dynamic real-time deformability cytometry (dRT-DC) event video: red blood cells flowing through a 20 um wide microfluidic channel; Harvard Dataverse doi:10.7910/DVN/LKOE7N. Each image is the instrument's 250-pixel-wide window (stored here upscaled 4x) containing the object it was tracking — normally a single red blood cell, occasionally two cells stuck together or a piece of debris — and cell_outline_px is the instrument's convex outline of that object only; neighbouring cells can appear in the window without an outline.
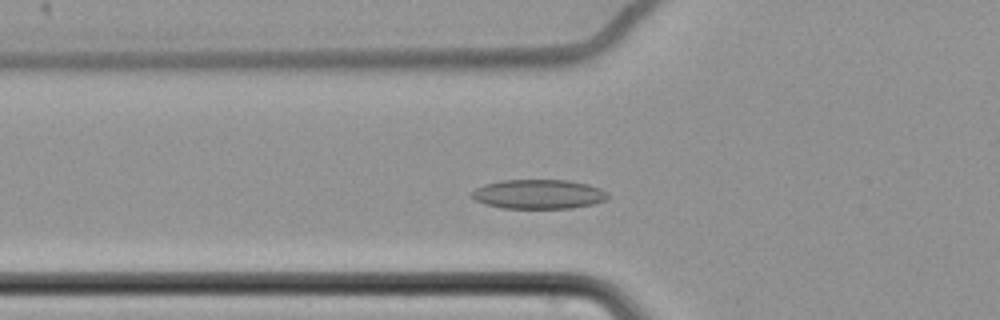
{"species": "common noctule bat (a hibernating species)", "species_latin": "Nyctalus noctula", "temperature_condition": "cold", "stored_images_in_passage": 56, "camera_frame_rate_fps": 3000, "um_per_image_px": 0.085, "animal": {"sex": "female", "body_mass_g": 22.7, "forearm_length_mm": 54.2}, "frame": {"image": 1, "passage_image": 17, "time_ms": 5.333, "image_size_px": [1000, 320], "cell_outline_px": [[608, 196], [604, 200], [592, 204], [572, 208], [500, 208], [476, 200], [472, 196], [472, 192], [476, 188], [484, 184], [500, 180], [568, 180], [588, 184], [600, 188], [608, 192]], "centroid_in_image_um": [45.79, 16.5], "position_along_channel_um": 80.0, "area_um2": 23.18}}
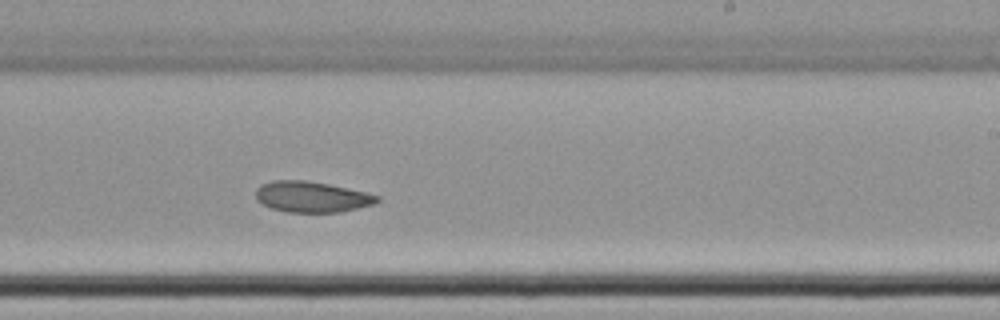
{"frame": {"image": 2, "passage_image": 33, "time_ms": 10.667, "image_size_px": [1000, 320], "cell_outline_px": [[380, 200], [376, 204], [340, 212], [288, 212], [272, 208], [256, 200], [256, 188], [260, 184], [272, 180], [304, 180], [328, 184], [364, 192], [380, 196]], "centroid_in_image_um": [26.49, 16.73], "position_along_channel_um": 262.5, "area_um2": 21.79}}
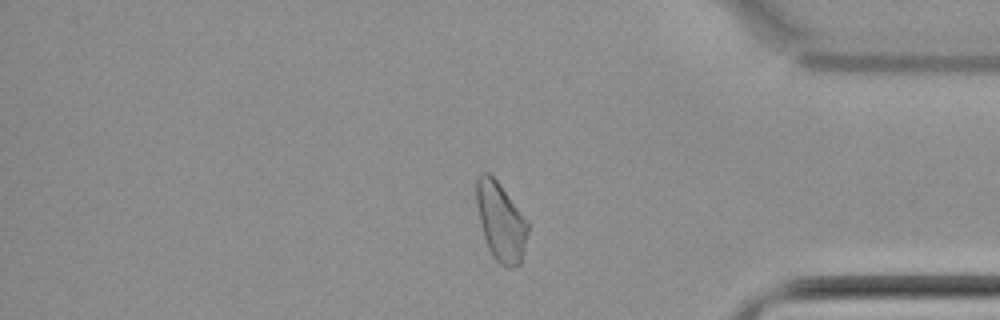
{"frame": {"image": 3, "passage_image": 46, "time_ms": 15.0, "image_size_px": [1000, 320], "cell_outline_px": [[528, 232], [520, 264], [512, 268], [508, 268], [500, 264], [492, 256], [488, 248], [484, 236], [476, 204], [476, 180], [480, 172], [488, 172], [496, 180], [528, 220]], "centroid_in_image_um": [42.56, 18.84], "position_along_channel_um": 392.6, "area_um2": 23.41}}